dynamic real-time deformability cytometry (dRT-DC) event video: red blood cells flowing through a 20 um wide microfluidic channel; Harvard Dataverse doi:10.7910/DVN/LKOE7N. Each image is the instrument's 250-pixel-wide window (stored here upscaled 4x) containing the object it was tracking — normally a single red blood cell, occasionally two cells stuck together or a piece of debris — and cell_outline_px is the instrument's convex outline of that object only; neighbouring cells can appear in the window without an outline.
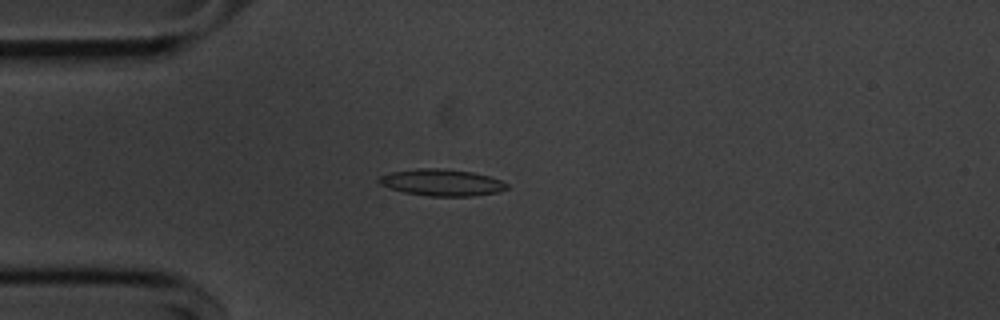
{"species": "common noctule bat (a hibernating species)", "species_latin": "Nyctalus noctula", "temperature_condition": "cold", "stored_images_in_passage": 53, "camera_frame_rate_fps": 3000, "um_per_image_px": 0.085, "animal": {"sex": "male", "body_mass_g": 20.1, "forearm_length_mm": 53.5}, "frame": {"image": 1, "passage_image": 13, "time_ms": 4.0, "image_size_px": [1000, 320], "cell_outline_px": [[508, 188], [500, 192], [472, 196], [428, 196], [404, 192], [380, 184], [376, 180], [380, 176], [392, 172], [416, 168], [440, 168], [472, 172], [488, 176], [500, 180], [508, 184]], "centroid_in_image_um": [37.56, 15.51], "position_along_channel_um": 47.4, "area_um2": 19.83}}
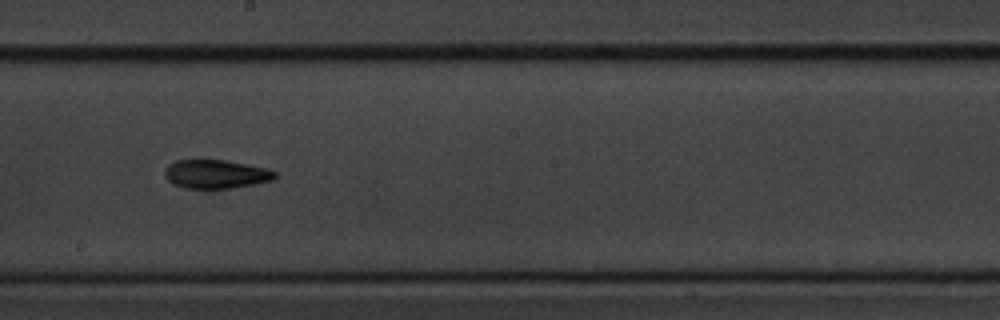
{"frame": {"image": 2, "passage_image": 29, "time_ms": 9.333, "image_size_px": [1000, 320], "cell_outline_px": [[276, 176], [272, 180], [256, 184], [232, 188], [184, 188], [172, 184], [164, 176], [164, 168], [168, 164], [176, 160], [224, 160], [248, 164], [268, 168], [276, 172]], "centroid_in_image_um": [18.33, 14.8], "position_along_channel_um": 229.9, "area_um2": 18.61}}
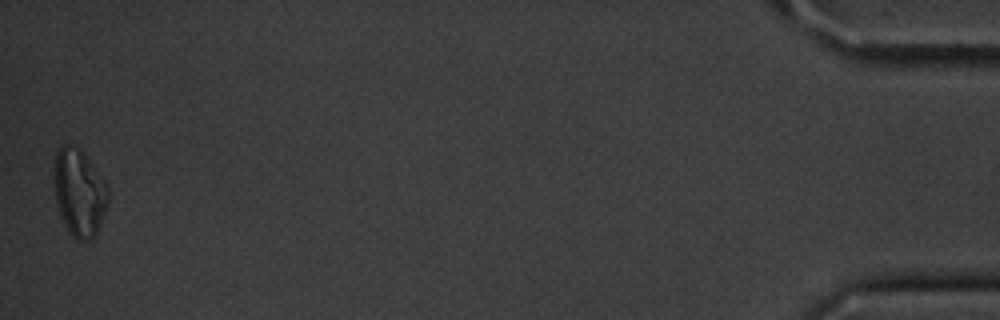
{"frame": {"image": 3, "passage_image": 53, "time_ms": 17.333, "image_size_px": [1000, 320], "cell_outline_px": [[108, 200], [104, 212], [96, 232], [88, 240], [76, 240], [68, 232], [60, 216], [56, 200], [52, 180], [52, 168], [56, 152], [64, 144], [72, 144], [88, 160], [108, 184]], "centroid_in_image_um": [6.68, 16.36], "position_along_channel_um": 428.5, "area_um2": 27.4}, "authors_computed_cell_mechanics": {"area_um2": 18.4382, "velocity_mm_per_s": 3.6465, "shape_relaxation_time_tau1_ms": 9.1938, "shape_relaxation_time_tau2_ms": null, "deformation_change_tau1": 0.1859, "deformation_change_tau2": null}}